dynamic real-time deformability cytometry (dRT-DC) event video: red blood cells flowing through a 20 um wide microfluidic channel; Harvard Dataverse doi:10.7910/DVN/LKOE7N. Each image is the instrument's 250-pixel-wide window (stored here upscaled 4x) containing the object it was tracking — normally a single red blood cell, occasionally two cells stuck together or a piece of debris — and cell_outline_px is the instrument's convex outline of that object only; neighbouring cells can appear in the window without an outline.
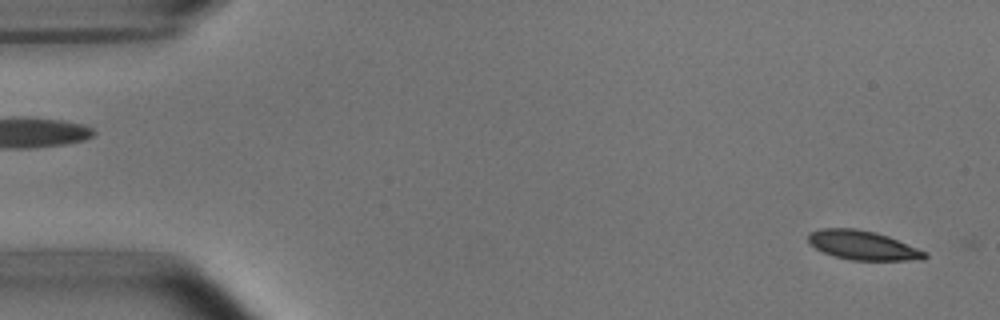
{"species": "common noctule bat (a hibernating species)", "species_latin": "Nyctalus noctula", "temperature_condition": "room temperature", "stored_images_in_passage": 9, "camera_frame_rate_fps": 3000, "um_per_image_px": 0.085, "animal": {"sex": "male", "body_mass_g": 15.6}, "frame": {"image": 1, "passage_image": 3, "time_ms": 0.667, "image_size_px": [1000, 320], "cell_outline_px": [[928, 256], [924, 260], [848, 260], [824, 252], [808, 244], [808, 232], [820, 228], [856, 228], [876, 232], [888, 236], [928, 252]], "centroid_in_image_um": [73.34, 20.84], "position_along_channel_um": 11.7, "area_um2": 20.0}}